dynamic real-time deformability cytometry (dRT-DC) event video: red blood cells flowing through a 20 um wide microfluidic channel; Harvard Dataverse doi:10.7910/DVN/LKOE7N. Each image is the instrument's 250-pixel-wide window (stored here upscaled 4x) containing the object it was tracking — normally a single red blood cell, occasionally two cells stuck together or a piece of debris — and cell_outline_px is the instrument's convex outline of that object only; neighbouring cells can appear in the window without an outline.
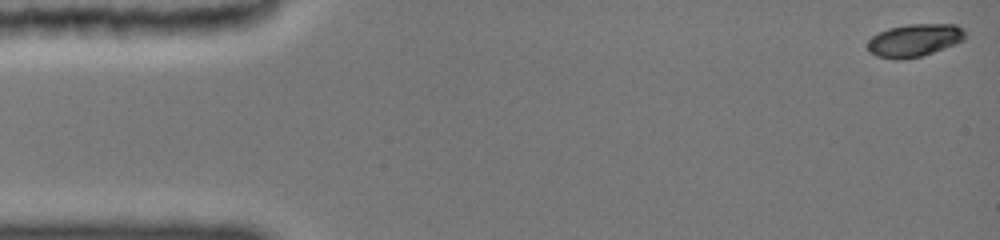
{"species": "common noctule bat (a hibernating species)", "species_latin": "Nyctalus noctula", "temperature_condition": "cold", "stored_images_in_passage": 25, "camera_frame_rate_fps": 3000, "um_per_image_px": 0.085, "animal": {"sex": "female", "body_mass_g": 19.0, "forearm_length_mm": 51.5}, "frame": {"image": 1, "passage_image": 1, "time_ms": 0.0, "image_size_px": [1000, 240], "cell_outline_px": [[964, 40], [956, 44], [920, 56], [900, 60], [896, 60], [876, 56], [868, 52], [868, 40], [872, 36], [888, 28], [908, 24], [956, 24], [964, 28]], "centroid_in_image_um": [77.71, 3.42], "position_along_channel_um": 7.3, "area_um2": 18.67}}
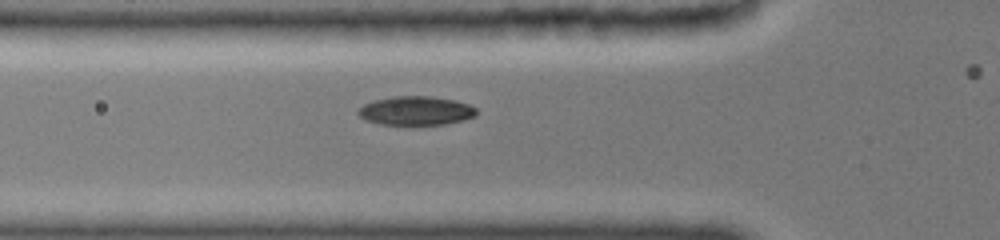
{"frame": {"image": 2, "passage_image": 17, "time_ms": 5.333, "image_size_px": [1000, 240], "cell_outline_px": [[476, 116], [444, 124], [384, 124], [368, 120], [360, 116], [356, 112], [364, 104], [376, 100], [392, 96], [428, 96], [456, 100], [468, 104], [476, 108]], "centroid_in_image_um": [35.37, 9.39], "position_along_channel_um": 90.4, "area_um2": 19.54}}
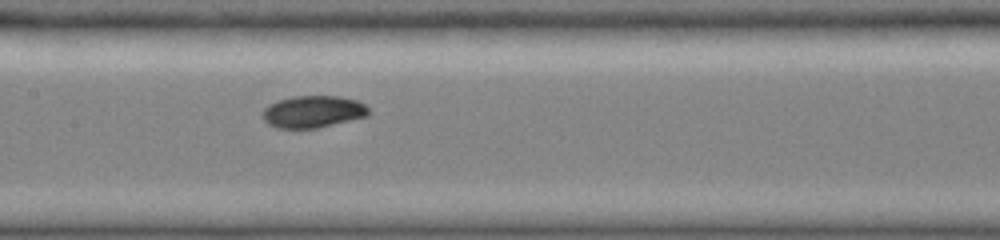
{"frame": {"image": 3, "passage_image": 24, "time_ms": 7.667, "image_size_px": [1000, 240], "cell_outline_px": [[368, 112], [364, 116], [316, 128], [280, 128], [268, 124], [264, 120], [264, 108], [268, 104], [292, 96], [340, 96], [356, 100], [364, 104], [368, 108]], "centroid_in_image_um": [26.57, 9.48], "position_along_channel_um": 180.8, "area_um2": 19.36}}